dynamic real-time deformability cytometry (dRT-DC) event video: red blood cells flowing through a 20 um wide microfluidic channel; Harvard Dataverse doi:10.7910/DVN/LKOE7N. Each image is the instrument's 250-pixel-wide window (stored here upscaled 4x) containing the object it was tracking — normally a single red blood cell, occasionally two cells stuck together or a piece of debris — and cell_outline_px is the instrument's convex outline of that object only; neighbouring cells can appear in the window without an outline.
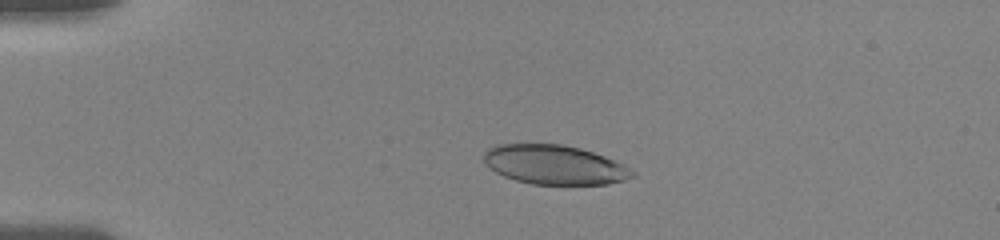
{"species": "human", "species_latin": "Homo sapiens", "temperature_condition": "room temperature", "stored_images_in_passage": 76, "camera_frame_rate_fps": 3000, "um_per_image_px": 0.085, "donor": {"sex": "female"}, "frame": {"image": 1, "passage_image": 17, "time_ms": 3.333, "image_size_px": [1000, 240], "cell_outline_px": [[636, 176], [624, 180], [608, 184], [532, 184], [516, 180], [504, 176], [496, 172], [484, 160], [484, 152], [488, 148], [496, 144], [560, 144], [580, 148], [604, 156], [624, 164], [636, 172]], "centroid_in_image_um": [47.17, 14.0], "position_along_channel_um": 37.8, "area_um2": 33.93}}
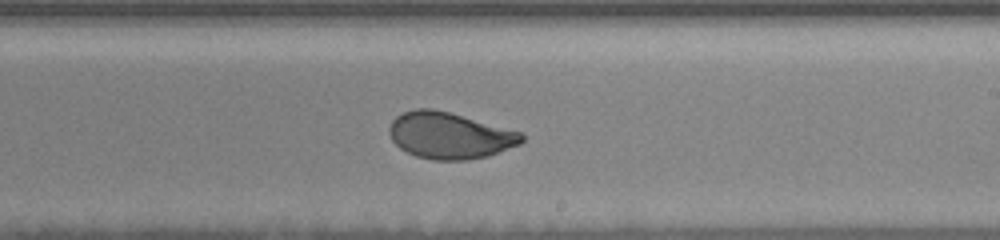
{"frame": {"image": 2, "passage_image": 53, "time_ms": 10.333, "image_size_px": [1000, 240], "cell_outline_px": [[524, 140], [520, 144], [488, 156], [464, 160], [432, 160], [416, 156], [400, 148], [392, 140], [388, 132], [388, 128], [392, 120], [396, 116], [404, 112], [416, 108], [432, 108], [448, 112], [524, 132]], "centroid_in_image_um": [38.22, 11.51], "position_along_channel_um": 250.8, "area_um2": 35.95}}
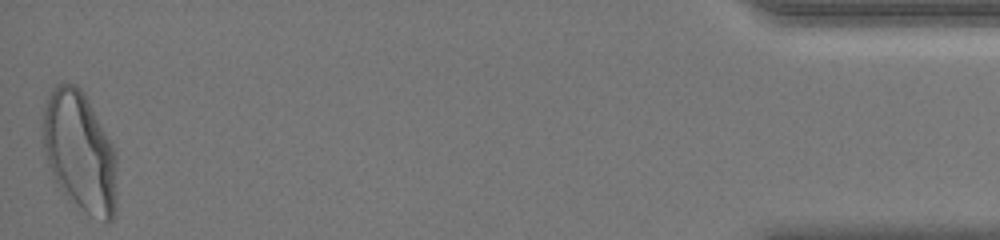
{"frame": {"image": 3, "passage_image": 76, "time_ms": 17.333, "image_size_px": [1000, 240], "cell_outline_px": [[116, 212], [112, 220], [108, 224], [104, 224], [88, 212], [60, 188], [48, 164], [40, 140], [44, 112], [48, 96], [52, 88], [56, 84], [76, 84], [80, 88], [88, 100], [112, 144], [116, 152]], "centroid_in_image_um": [6.78, 12.88], "position_along_channel_um": 428.4, "area_um2": 51.56}, "authors_computed_cell_mechanics": {"area_um2": 36.1828, "velocity_mm_per_s": 3.6728, "shape_relaxation_time_tau1_ms": 5.3971, "shape_relaxation_time_tau2_ms": null, "deformation_change_tau1": 0.175, "deformation_change_tau2": null}}